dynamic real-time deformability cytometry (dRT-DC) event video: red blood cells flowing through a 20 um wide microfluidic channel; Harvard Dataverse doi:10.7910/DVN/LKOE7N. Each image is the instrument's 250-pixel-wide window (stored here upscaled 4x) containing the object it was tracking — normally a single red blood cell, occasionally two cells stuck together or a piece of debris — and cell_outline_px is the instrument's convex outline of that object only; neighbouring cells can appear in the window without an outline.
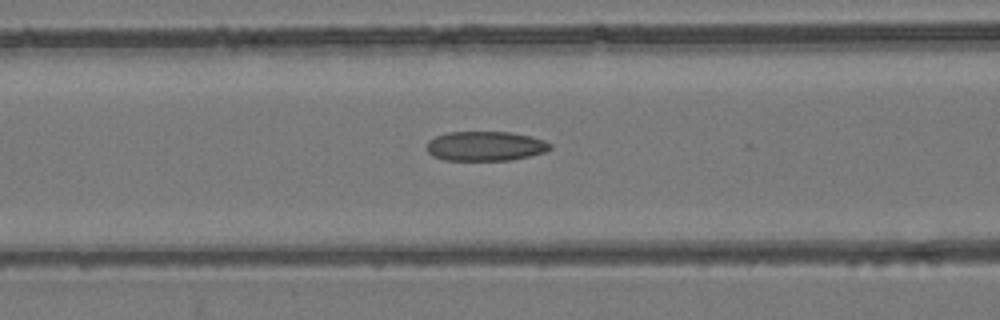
{"species": "common noctule bat (a hibernating species)", "species_latin": "Nyctalus noctula", "temperature_condition": "room temperature", "stored_images_in_passage": 53, "camera_frame_rate_fps": 3000, "um_per_image_px": 0.085, "animal": {"sex": "female", "body_mass_g": 24.6, "forearm_length_mm": 56.2}, "frame": {"image": 1, "passage_image": 22, "time_ms": 7.0, "image_size_px": [1000, 320], "cell_outline_px": [[552, 148], [544, 152], [512, 160], [444, 160], [432, 156], [424, 148], [428, 140], [436, 136], [448, 132], [512, 132], [544, 140], [552, 144]], "centroid_in_image_um": [41.21, 12.42], "position_along_channel_um": 125.4, "area_um2": 21.39}}
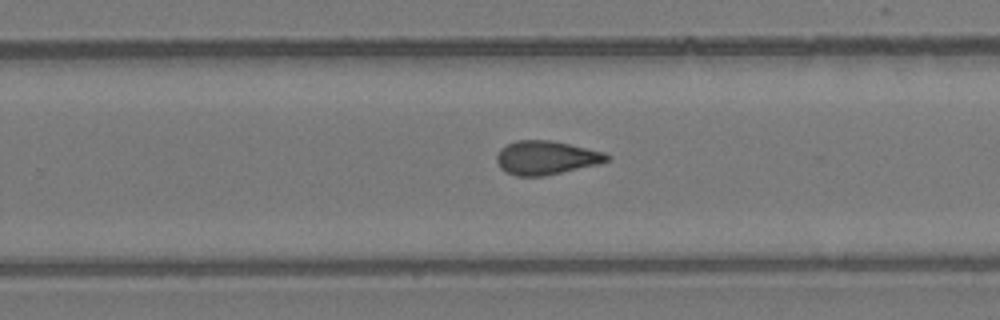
{"frame": {"image": 2, "passage_image": 34, "time_ms": 11.0, "image_size_px": [1000, 320], "cell_outline_px": [[612, 156], [608, 160], [600, 164], [544, 176], [516, 176], [504, 172], [500, 168], [496, 160], [496, 156], [500, 148], [516, 140], [552, 140], [604, 152]], "centroid_in_image_um": [46.41, 13.41], "position_along_channel_um": 283.4, "area_um2": 21.85}}
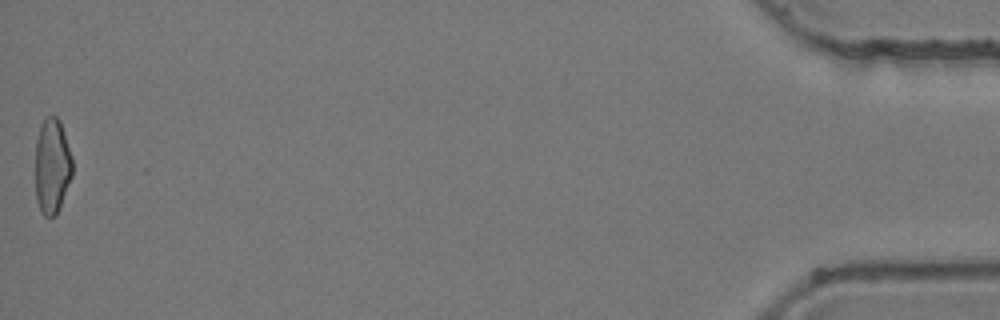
{"frame": {"image": 3, "passage_image": 53, "time_ms": 17.333, "image_size_px": [1000, 320], "cell_outline_px": [[72, 176], [60, 208], [56, 216], [44, 216], [40, 212], [36, 200], [36, 140], [40, 124], [44, 116], [56, 116], [60, 120], [72, 156]], "centroid_in_image_um": [4.43, 14.11], "position_along_channel_um": 430.8, "area_um2": 20.92}, "authors_computed_cell_mechanics": {"area_um2": 21.7906, "velocity_mm_per_s": 3.9584, "shape_relaxation_time_tau1_ms": null, "shape_relaxation_time_tau2_ms": 3.1067, "deformation_change_tau1": null, "deformation_change_tau2": 0.1113}}